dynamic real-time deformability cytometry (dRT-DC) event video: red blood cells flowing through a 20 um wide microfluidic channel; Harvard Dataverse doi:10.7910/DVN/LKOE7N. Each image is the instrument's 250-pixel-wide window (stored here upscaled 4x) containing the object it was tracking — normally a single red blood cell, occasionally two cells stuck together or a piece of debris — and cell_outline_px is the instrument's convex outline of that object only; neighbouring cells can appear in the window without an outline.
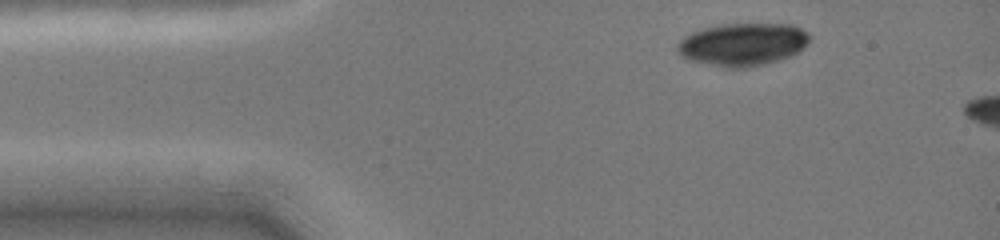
{"species": "common noctule bat (a hibernating species)", "species_latin": "Nyctalus noctula", "temperature_condition": "cold", "stored_images_in_passage": 4, "camera_frame_rate_fps": 3000, "um_per_image_px": 0.085, "animal": {"sex": "female", "body_mass_g": 19.0, "forearm_length_mm": 51.5}, "frame": {"image": 1, "passage_image": 1, "time_ms": 0.0, "image_size_px": [1000, 240], "cell_outline_px": [[808, 44], [800, 52], [792, 56], [780, 60], [748, 68], [724, 68], [688, 60], [680, 52], [680, 40], [684, 36], [692, 32], [704, 28], [724, 24], [792, 24], [800, 28], [808, 36]], "centroid_in_image_um": [63.17, 3.79], "position_along_channel_um": 21.8, "area_um2": 32.83}}